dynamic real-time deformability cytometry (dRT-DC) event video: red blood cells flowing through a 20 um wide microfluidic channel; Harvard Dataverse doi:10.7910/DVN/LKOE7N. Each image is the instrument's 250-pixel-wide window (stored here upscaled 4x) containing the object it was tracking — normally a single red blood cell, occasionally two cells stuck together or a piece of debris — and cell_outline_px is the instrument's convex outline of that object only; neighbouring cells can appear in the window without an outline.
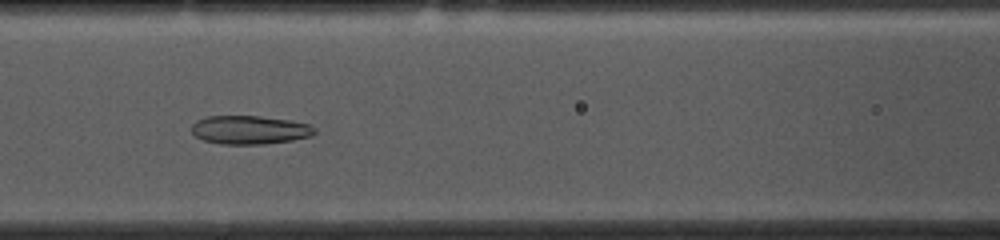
{"species": "common noctule bat (a hibernating species)", "species_latin": "Nyctalus noctula", "temperature_condition": "cold", "stored_images_in_passage": 36, "camera_frame_rate_fps": 3000, "um_per_image_px": 0.085, "animal": {"sex": "female", "body_mass_g": 10.0, "forearm_length_mm": 53.1}, "frame": {"image": 1, "passage_image": 8, "time_ms": 2.333, "image_size_px": [1000, 240], "cell_outline_px": [[316, 132], [312, 136], [292, 140], [264, 144], [220, 144], [204, 140], [196, 136], [192, 132], [192, 124], [196, 120], [204, 116], [260, 116], [288, 120], [308, 124], [316, 128]], "centroid_in_image_um": [21.21, 11.04], "position_along_channel_um": 145.4, "area_um2": 20.52}}
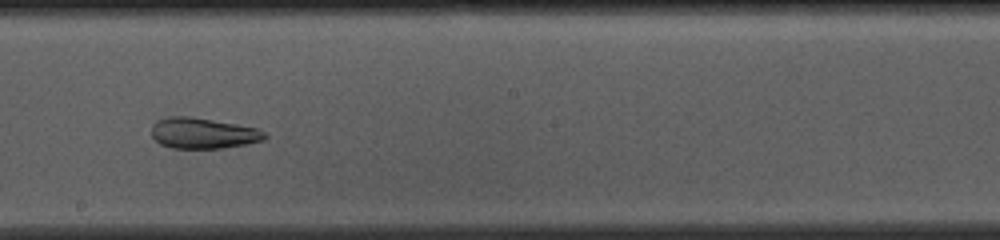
{"frame": {"image": 2, "passage_image": 15, "time_ms": 4.667, "image_size_px": [1000, 240], "cell_outline_px": [[268, 136], [264, 140], [248, 144], [220, 148], [172, 148], [160, 144], [152, 136], [152, 124], [156, 120], [168, 116], [192, 116], [236, 124], [256, 128], [264, 132]], "centroid_in_image_um": [17.24, 11.31], "position_along_channel_um": 231.0, "area_um2": 20.4}}
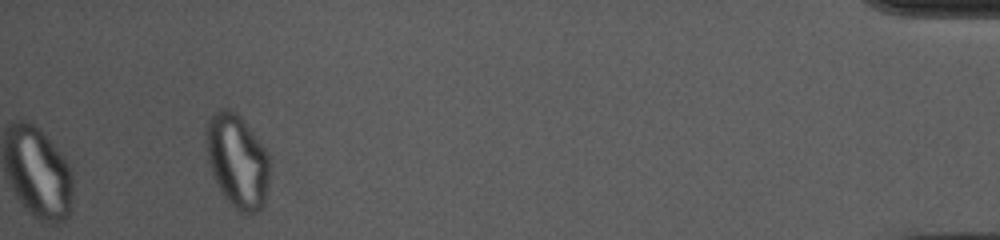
{"frame": {"image": 3, "passage_image": 36, "time_ms": 11.667, "image_size_px": [1000, 240], "cell_outline_px": [[268, 184], [264, 204], [256, 212], [240, 212], [224, 196], [212, 172], [208, 160], [208, 124], [212, 116], [220, 108], [228, 108], [236, 112], [268, 152]], "centroid_in_image_um": [20.2, 13.69], "position_along_channel_um": 415.0, "area_um2": 33.41}, "authors_computed_cell_mechanics": {"area_um2": 22.8021, "velocity_mm_per_s": 3.6767, "shape_relaxation_time_tau1_ms": null, "shape_relaxation_time_tau2_ms": 2.3966, "deformation_change_tau1": null, "deformation_change_tau2": 0.0851}}